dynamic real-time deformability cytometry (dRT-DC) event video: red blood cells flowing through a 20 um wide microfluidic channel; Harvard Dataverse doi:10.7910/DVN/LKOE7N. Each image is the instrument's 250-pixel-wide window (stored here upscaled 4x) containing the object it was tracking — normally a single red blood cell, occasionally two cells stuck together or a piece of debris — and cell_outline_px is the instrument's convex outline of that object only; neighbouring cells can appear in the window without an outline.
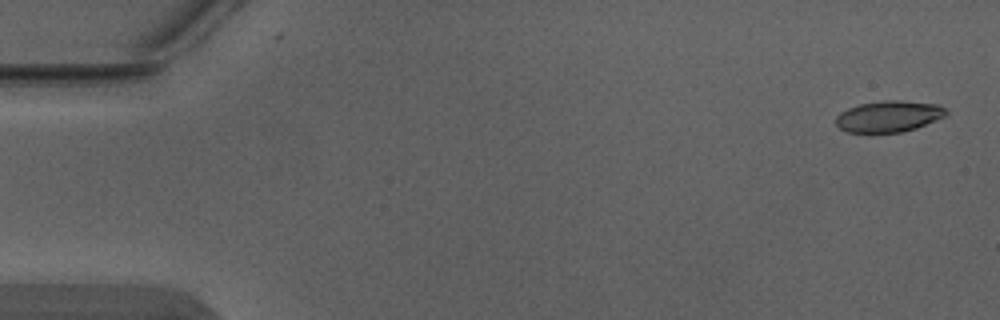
{"species": "Egyptian fruit bat (a non-hibernating species)", "species_latin": "Rousettus aegyptiacus", "temperature_condition": "warm", "stored_images_in_passage": 6, "camera_frame_rate_fps": 3000, "um_per_image_px": 0.085, "animal": {"sex": "male"}, "frame": {"image": 1, "passage_image": 1, "time_ms": 0.0, "image_size_px": [1000, 320], "cell_outline_px": [[948, 116], [916, 128], [900, 132], [868, 136], [848, 132], [840, 128], [836, 124], [836, 116], [840, 112], [848, 108], [860, 104], [884, 100], [900, 100], [940, 104], [948, 112]], "centroid_in_image_um": [75.53, 9.93], "position_along_channel_um": 9.5, "area_um2": 20.92}}
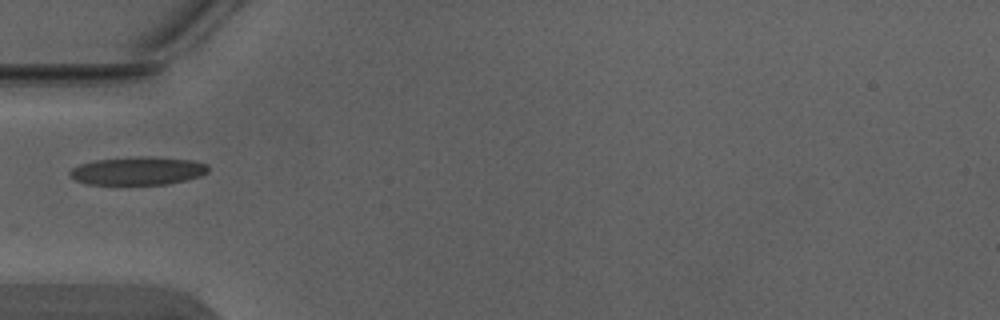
{"frame": {"image": 2, "passage_image": 5, "time_ms": 1.333, "image_size_px": [1000, 320], "cell_outline_px": [[208, 172], [200, 176], [168, 184], [84, 184], [76, 180], [68, 172], [72, 168], [80, 164], [96, 160], [148, 156], [192, 160], [208, 164]], "centroid_in_image_um": [11.73, 14.52], "position_along_channel_um": 73.3, "area_um2": 22.48}}
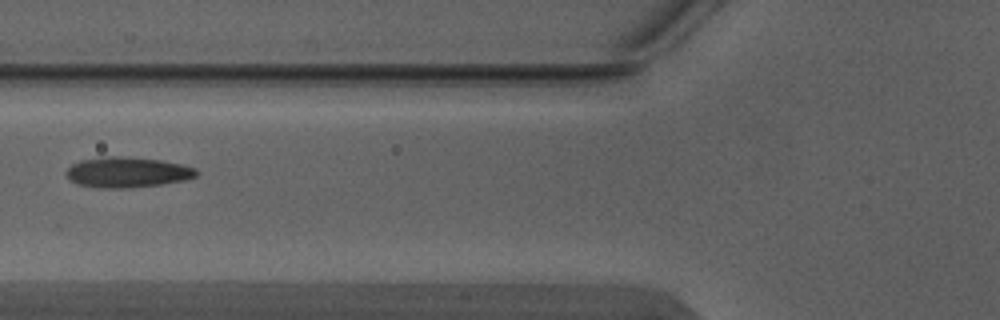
{"frame": {"image": 3, "passage_image": 6, "time_ms": 1.667, "image_size_px": [1000, 320], "cell_outline_px": [[200, 172], [196, 176], [184, 180], [160, 184], [128, 188], [100, 188], [76, 184], [64, 172], [72, 164], [80, 160], [104, 156], [116, 156], [160, 160], [180, 164], [196, 168]], "centroid_in_image_um": [10.81, 14.64], "position_along_channel_um": 115.0, "area_um2": 23.0}}